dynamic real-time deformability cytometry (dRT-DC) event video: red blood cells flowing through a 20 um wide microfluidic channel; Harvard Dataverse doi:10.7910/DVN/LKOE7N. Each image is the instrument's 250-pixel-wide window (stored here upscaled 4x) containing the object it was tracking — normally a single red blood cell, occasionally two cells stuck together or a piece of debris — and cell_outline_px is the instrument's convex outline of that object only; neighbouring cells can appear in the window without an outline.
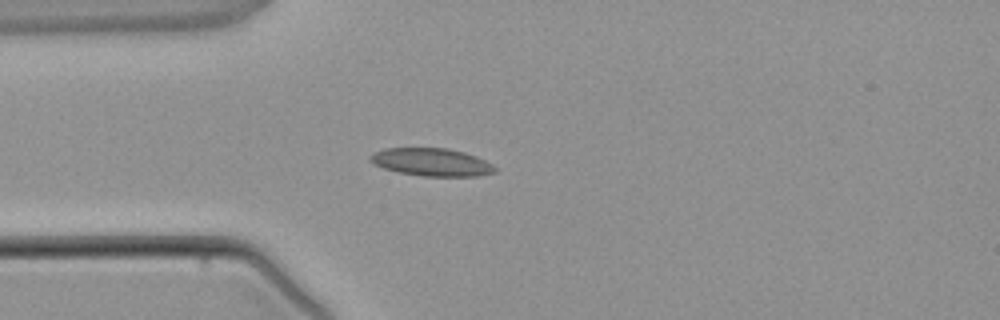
{"species": "common noctule bat (a hibernating species)", "species_latin": "Nyctalus noctula", "temperature_condition": "warm", "stored_images_in_passage": 2, "camera_frame_rate_fps": 3000, "um_per_image_px": 0.085, "animal": {"sex": "male", "body_mass_g": 21.5, "forearm_length_mm": 52.0}, "frame": {"image": 1, "passage_image": 2, "time_ms": 1.333, "image_size_px": [1000, 320], "cell_outline_px": [[496, 172], [476, 176], [420, 176], [400, 172], [384, 168], [372, 164], [368, 160], [368, 156], [384, 148], [444, 148], [464, 152], [476, 156], [492, 164], [496, 168]], "centroid_in_image_um": [36.66, 13.78], "position_along_channel_um": 48.3, "area_um2": 20.17}}